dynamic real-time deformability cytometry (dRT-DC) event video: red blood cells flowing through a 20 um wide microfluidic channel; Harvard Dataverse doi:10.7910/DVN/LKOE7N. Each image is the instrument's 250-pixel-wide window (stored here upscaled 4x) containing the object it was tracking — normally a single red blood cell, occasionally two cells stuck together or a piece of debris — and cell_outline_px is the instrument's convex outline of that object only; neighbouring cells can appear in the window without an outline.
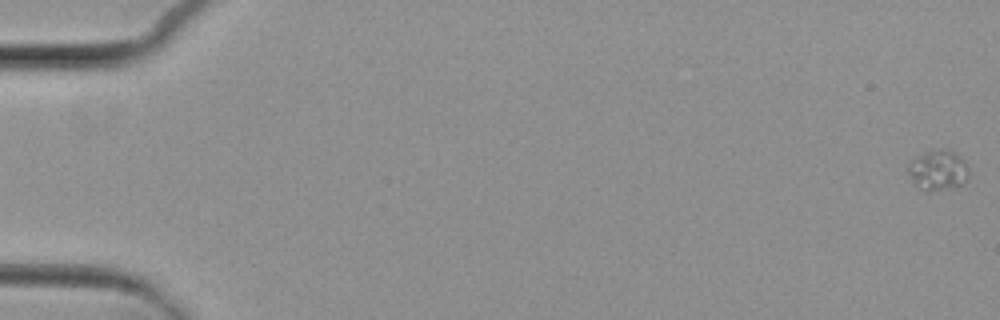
{"species": "common noctule bat (a hibernating species)", "species_latin": "Nyctalus noctula", "temperature_condition": "cold", "stored_images_in_passage": 5, "camera_frame_rate_fps": 3000, "um_per_image_px": 0.085, "animal": {"sex": "female", "body_mass_g": 29.2, "forearm_length_mm": 56.3}, "frame": {"image": 1, "passage_image": 1, "time_ms": 0.0, "image_size_px": [1000, 320], "cell_outline_px": [[968, 180], [964, 184], [940, 188], [928, 188], [916, 184], [912, 180], [904, 168], [916, 156], [932, 148], [948, 148], [960, 156], [964, 160], [968, 168]], "centroid_in_image_um": [79.73, 14.36], "position_along_channel_um": 5.3, "area_um2": 14.05}}